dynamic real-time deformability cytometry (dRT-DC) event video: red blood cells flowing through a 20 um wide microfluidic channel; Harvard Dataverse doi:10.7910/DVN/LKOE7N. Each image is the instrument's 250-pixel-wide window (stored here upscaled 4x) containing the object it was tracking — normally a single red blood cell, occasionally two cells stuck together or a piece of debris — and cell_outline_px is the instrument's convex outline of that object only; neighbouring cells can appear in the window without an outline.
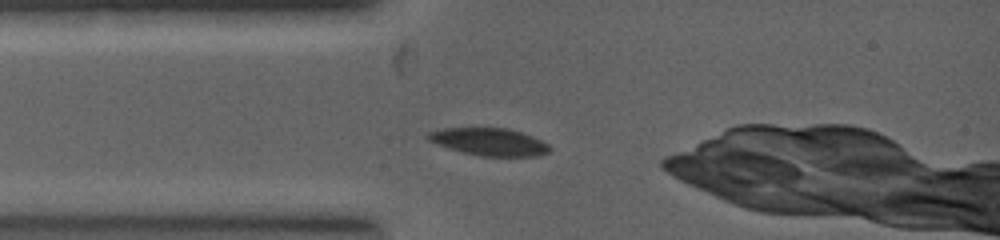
{"species": "common noctule bat (a hibernating species)", "species_latin": "Nyctalus noctula", "temperature_condition": "warm", "stored_images_in_passage": 2, "camera_frame_rate_fps": 5000, "um_per_image_px": 0.085, "animal": {"sex": "female", "body_mass_g": 19.0, "forearm_length_mm": 53.3}, "frame": {"image": 1, "passage_image": 1, "time_ms": 0.0, "image_size_px": [1000, 240], "cell_outline_px": [[552, 148], [548, 152], [540, 156], [480, 156], [448, 148], [428, 140], [424, 136], [428, 132], [444, 128], [508, 128], [532, 136], [548, 144]], "centroid_in_image_um": [41.58, 12.05], "position_along_channel_um": 43.4, "area_um2": 19.42}}